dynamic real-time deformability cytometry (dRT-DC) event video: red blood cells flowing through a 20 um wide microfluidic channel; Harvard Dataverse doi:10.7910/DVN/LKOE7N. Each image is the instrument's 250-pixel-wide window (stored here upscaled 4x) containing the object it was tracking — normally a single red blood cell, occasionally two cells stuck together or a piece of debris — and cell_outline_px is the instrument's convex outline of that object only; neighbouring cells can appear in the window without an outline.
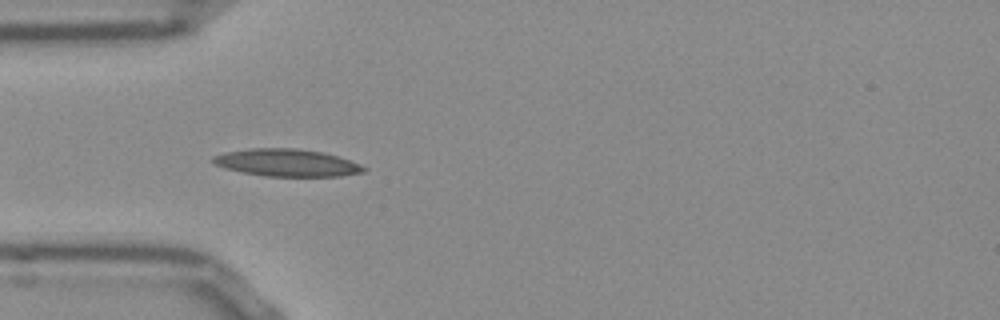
{"species": "Egyptian fruit bat (a non-hibernating species)", "species_latin": "Rousettus aegyptiacus", "temperature_condition": "room temperature", "stored_images_in_passage": 38, "camera_frame_rate_fps": 3000, "um_per_image_px": 0.085, "frame": {"image": 1, "passage_image": 1, "time_ms": 0.0, "image_size_px": [1000, 320], "cell_outline_px": [[368, 168], [364, 172], [340, 176], [264, 176], [224, 168], [212, 164], [212, 156], [224, 152], [252, 148], [292, 148], [320, 152], [336, 156], [360, 164]], "centroid_in_image_um": [24.34, 13.83], "position_along_channel_um": 60.7, "area_um2": 23.87}}
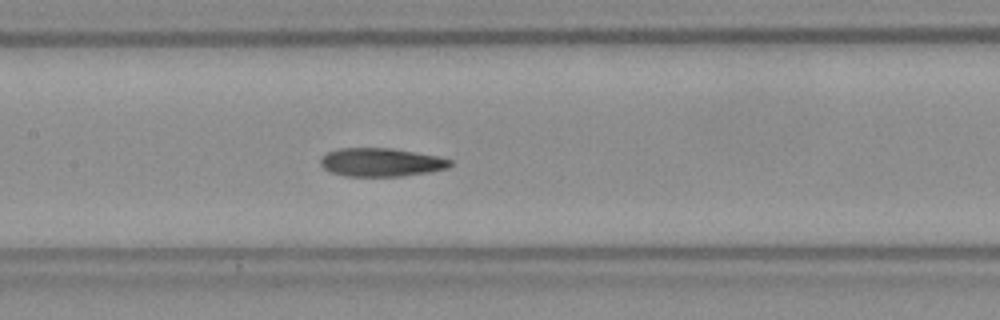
{"frame": {"image": 2, "passage_image": 10, "time_ms": 3.0, "image_size_px": [1000, 320], "cell_outline_px": [[452, 164], [448, 168], [428, 172], [400, 176], [344, 176], [332, 172], [324, 168], [320, 164], [320, 156], [328, 152], [340, 148], [392, 148], [436, 156], [452, 160]], "centroid_in_image_um": [32.37, 13.79], "position_along_channel_um": 175.0, "area_um2": 21.39}}
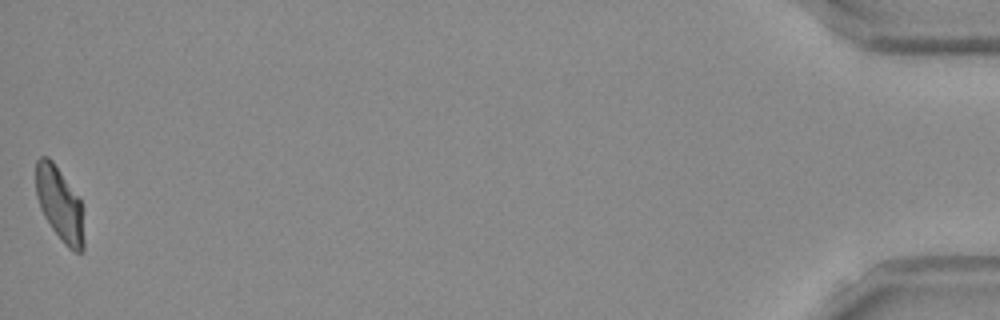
{"frame": {"image": 3, "passage_image": 38, "time_ms": 12.333, "image_size_px": [1000, 320], "cell_outline_px": [[84, 248], [80, 252], [76, 252], [68, 248], [64, 244], [52, 228], [44, 216], [40, 208], [36, 196], [36, 160], [40, 156], [48, 156], [52, 160], [80, 200], [84, 240]], "centroid_in_image_um": [5.05, 17.35], "position_along_channel_um": 430.2, "area_um2": 20.4}, "authors_computed_cell_mechanics": {"area_um2": 21.386, "velocity_mm_per_s": 3.8382, "shape_relaxation_time_tau1_ms": 9.5231, "shape_relaxation_time_tau2_ms": 1.7152, "deformation_change_tau1": 0.2602, "deformation_change_tau2": 0.0879}}